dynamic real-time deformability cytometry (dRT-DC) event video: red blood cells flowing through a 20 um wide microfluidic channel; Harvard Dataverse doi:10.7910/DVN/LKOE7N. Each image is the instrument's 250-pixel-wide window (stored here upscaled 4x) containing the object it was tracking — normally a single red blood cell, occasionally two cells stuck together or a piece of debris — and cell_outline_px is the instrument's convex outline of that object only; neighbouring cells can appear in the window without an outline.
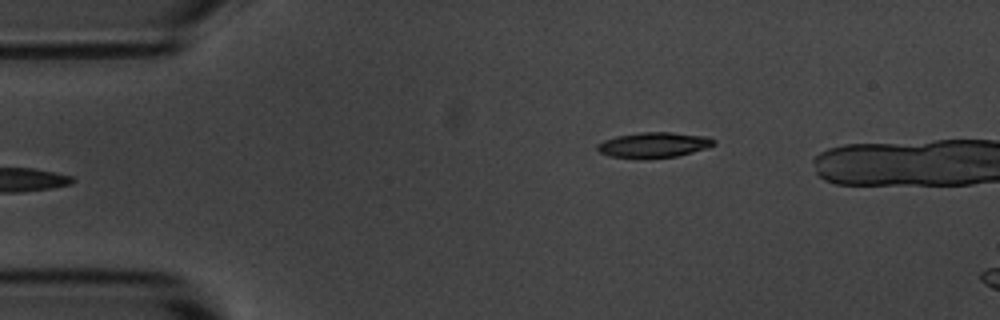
{"species": "common noctule bat (a hibernating species)", "species_latin": "Nyctalus noctula", "temperature_condition": "room temperature", "stored_images_in_passage": 2, "camera_frame_rate_fps": 3000, "um_per_image_px": 0.085, "animal": {"sex": "male", "body_mass_g": 20.1, "forearm_length_mm": 53.5}, "frame": {"image": 1, "passage_image": 2, "time_ms": 1.0, "image_size_px": [1000, 320], "cell_outline_px": [[716, 144], [708, 148], [676, 156], [636, 160], [612, 156], [600, 152], [596, 148], [596, 144], [604, 140], [616, 136], [640, 132], [668, 132], [708, 136], [716, 140]], "centroid_in_image_um": [55.57, 12.33], "position_along_channel_um": 29.4, "area_um2": 17.51}}